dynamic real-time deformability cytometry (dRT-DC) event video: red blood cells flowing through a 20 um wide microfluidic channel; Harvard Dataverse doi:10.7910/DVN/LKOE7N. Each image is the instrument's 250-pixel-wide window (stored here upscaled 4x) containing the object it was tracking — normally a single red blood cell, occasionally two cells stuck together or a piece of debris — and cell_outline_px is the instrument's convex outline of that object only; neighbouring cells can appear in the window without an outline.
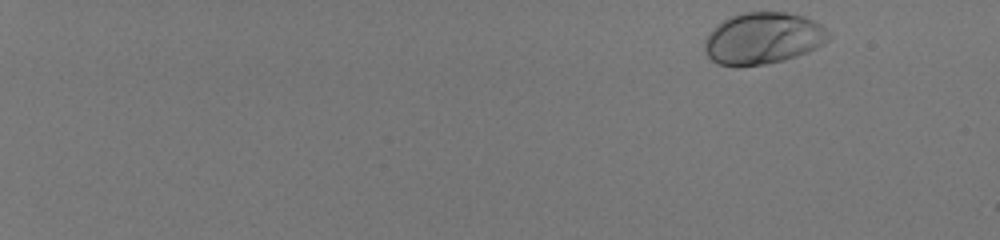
{"species": "human", "species_latin": "Homo sapiens", "temperature_condition": "room temperature", "stored_images_in_passage": 15, "camera_frame_rate_fps": 3000, "um_per_image_px": 0.085, "donor": {"sex": "male"}, "frame": {"image": 1, "passage_image": 1, "time_ms": 0.0, "image_size_px": [1000, 240], "cell_outline_px": [[832, 36], [824, 44], [808, 52], [784, 60], [764, 64], [736, 68], [716, 64], [704, 52], [704, 40], [716, 24], [732, 16], [744, 12], [784, 12], [804, 16], [828, 28], [832, 32]], "centroid_in_image_um": [64.86, 3.28], "position_along_channel_um": 20.1, "area_um2": 37.97}}